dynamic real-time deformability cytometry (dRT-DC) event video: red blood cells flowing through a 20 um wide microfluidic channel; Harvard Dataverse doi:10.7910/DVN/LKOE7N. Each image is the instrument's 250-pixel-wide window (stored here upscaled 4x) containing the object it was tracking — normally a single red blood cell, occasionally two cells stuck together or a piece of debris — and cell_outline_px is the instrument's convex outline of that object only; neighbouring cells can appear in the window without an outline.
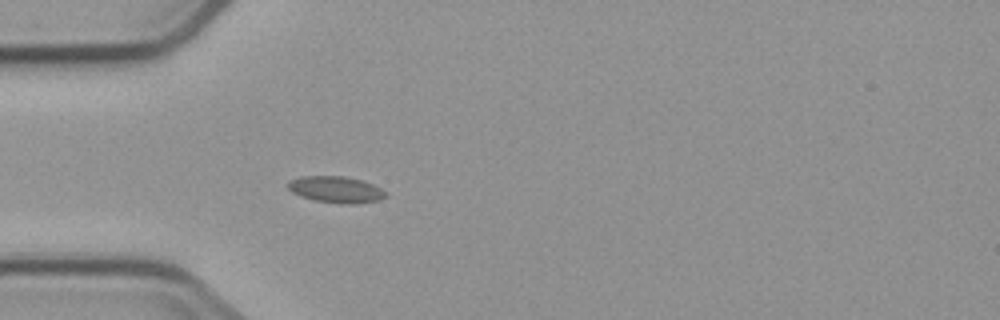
{"species": "common noctule bat (a hibernating species)", "species_latin": "Nyctalus noctula", "temperature_condition": "cold", "stored_images_in_passage": 2, "camera_frame_rate_fps": 3000, "um_per_image_px": 0.085, "animal": {"sex": "male", "body_mass_g": 23.1, "forearm_length_mm": 52.7}, "frame": {"image": 1, "passage_image": 2, "time_ms": 1.0, "image_size_px": [1000, 320], "cell_outline_px": [[388, 196], [376, 200], [356, 204], [340, 204], [316, 200], [300, 196], [292, 192], [288, 188], [288, 180], [300, 176], [344, 176], [360, 180], [372, 184], [388, 192]], "centroid_in_image_um": [28.55, 16.11], "position_along_channel_um": 56.5, "area_um2": 15.09}}